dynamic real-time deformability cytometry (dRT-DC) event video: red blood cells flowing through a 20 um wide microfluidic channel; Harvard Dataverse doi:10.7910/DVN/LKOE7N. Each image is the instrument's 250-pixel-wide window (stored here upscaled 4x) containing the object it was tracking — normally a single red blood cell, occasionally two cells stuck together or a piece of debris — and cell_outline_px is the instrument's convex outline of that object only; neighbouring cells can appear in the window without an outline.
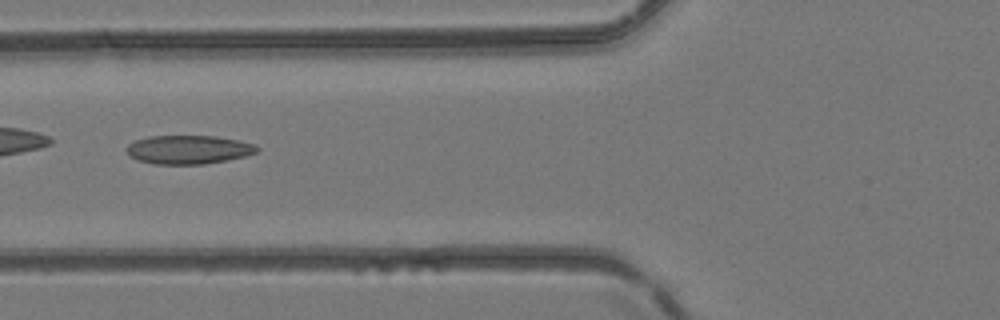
{"species": "common noctule bat (a hibernating species)", "species_latin": "Nyctalus noctula", "temperature_condition": "room temperature", "stored_images_in_passage": 7, "camera_frame_rate_fps": 3000, "um_per_image_px": 0.085, "animal": {"sex": "female", "body_mass_g": 24.6, "forearm_length_mm": 56.2}, "frame": {"image": 1, "passage_image": 6, "time_ms": 1.667, "image_size_px": [1000, 320], "cell_outline_px": [[260, 148], [256, 152], [248, 156], [228, 160], [204, 164], [152, 164], [136, 160], [128, 156], [124, 148], [128, 144], [136, 140], [148, 136], [216, 136], [256, 144]], "centroid_in_image_um": [15.99, 12.72], "position_along_channel_um": 109.8, "area_um2": 22.14}}
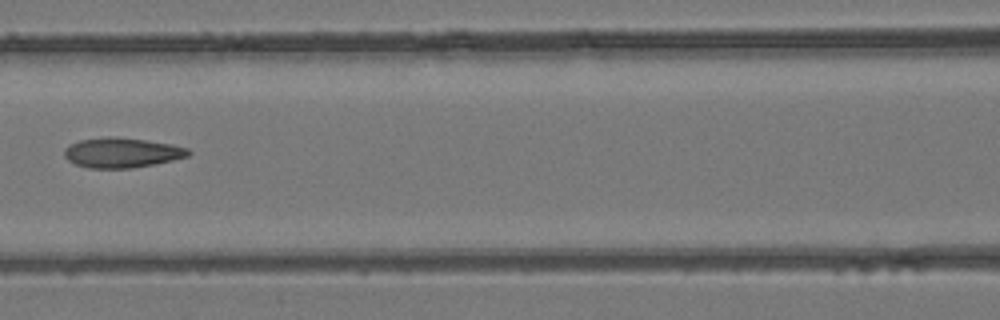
{"frame": {"image": 2, "passage_image": 7, "time_ms": 2.0, "image_size_px": [1000, 320], "cell_outline_px": [[192, 152], [188, 156], [156, 164], [132, 168], [88, 168], [76, 164], [68, 160], [64, 156], [64, 148], [68, 144], [80, 140], [108, 136], [116, 136], [172, 144], [188, 148]], "centroid_in_image_um": [10.34, 12.97], "position_along_channel_um": 156.3, "area_um2": 21.79}}